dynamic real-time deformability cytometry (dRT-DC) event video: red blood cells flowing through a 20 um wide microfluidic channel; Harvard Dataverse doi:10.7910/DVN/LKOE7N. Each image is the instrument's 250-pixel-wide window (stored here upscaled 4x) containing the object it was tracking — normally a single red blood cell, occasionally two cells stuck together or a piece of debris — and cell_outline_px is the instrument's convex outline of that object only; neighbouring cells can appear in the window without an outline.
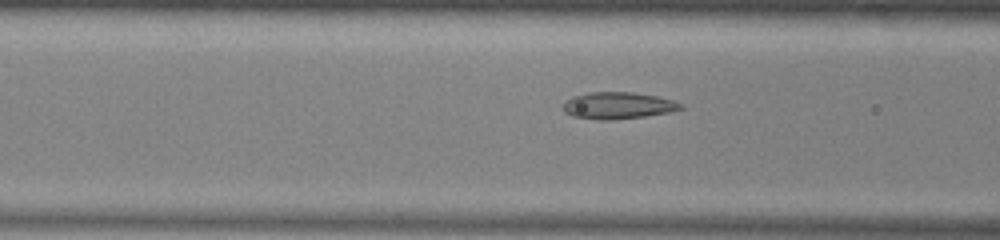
{"species": "common noctule bat (a hibernating species)", "species_latin": "Nyctalus noctula", "temperature_condition": "warm", "stored_images_in_passage": 51, "camera_frame_rate_fps": 3000, "um_per_image_px": 0.085, "animal": {"sex": "male", "body_mass_g": 13.0, "forearm_length_mm": 53.1}, "frame": {"image": 1, "passage_image": 19, "time_ms": 6.0, "image_size_px": [1000, 240], "cell_outline_px": [[684, 108], [668, 112], [644, 116], [612, 120], [600, 120], [572, 116], [564, 112], [564, 100], [572, 96], [588, 92], [632, 92], [656, 96], [672, 100], [684, 104]], "centroid_in_image_um": [52.5, 8.96], "position_along_channel_um": 114.1, "area_um2": 18.38}}
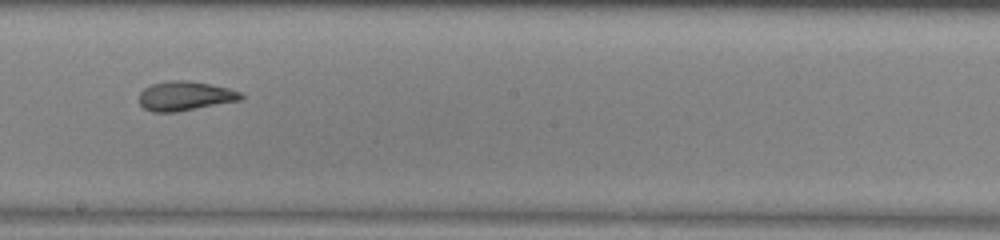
{"frame": {"image": 2, "passage_image": 28, "time_ms": 9.0, "image_size_px": [1000, 240], "cell_outline_px": [[244, 96], [240, 100], [176, 112], [152, 112], [144, 108], [140, 104], [140, 92], [144, 88], [152, 84], [172, 80], [188, 80], [228, 88], [240, 92]], "centroid_in_image_um": [15.71, 8.16], "position_along_channel_um": 232.5, "area_um2": 17.22}}
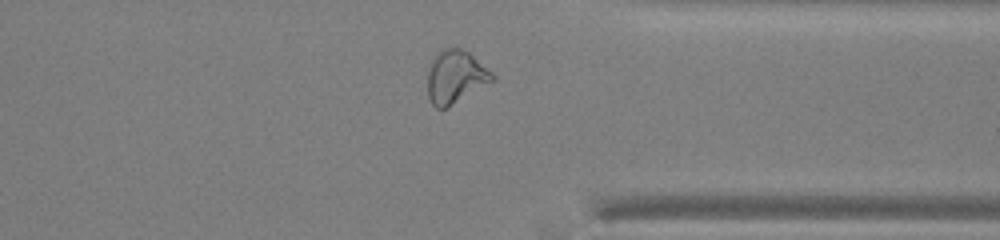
{"frame": {"image": 3, "passage_image": 39, "time_ms": 12.667, "image_size_px": [1000, 240], "cell_outline_px": [[492, 80], [448, 108], [436, 108], [428, 100], [428, 68], [432, 60], [444, 48], [460, 48], [468, 52], [492, 72]], "centroid_in_image_um": [38.66, 6.55], "position_along_channel_um": 372.7, "area_um2": 19.54}, "authors_computed_cell_mechanics": {"area_um2": 19.7676, "velocity_mm_per_s": 3.9584, "shape_relaxation_time_tau1_ms": null, "shape_relaxation_time_tau2_ms": 2.3024, "deformation_change_tau1": null, "deformation_change_tau2": 0.089}}